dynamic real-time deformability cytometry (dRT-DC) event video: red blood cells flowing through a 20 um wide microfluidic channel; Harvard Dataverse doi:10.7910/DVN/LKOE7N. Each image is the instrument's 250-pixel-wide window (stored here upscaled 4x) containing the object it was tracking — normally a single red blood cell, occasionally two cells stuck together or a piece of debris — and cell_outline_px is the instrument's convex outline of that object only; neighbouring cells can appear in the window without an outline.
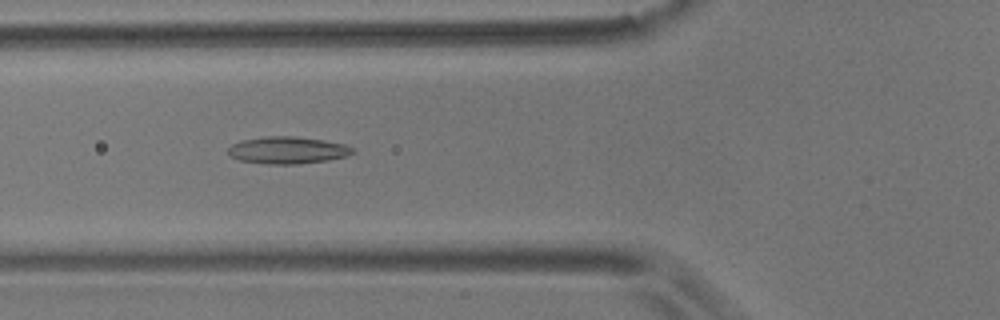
{"species": "common noctule bat (a hibernating species)", "species_latin": "Nyctalus noctula", "temperature_condition": "room temperature", "stored_images_in_passage": 6, "camera_frame_rate_fps": 3000, "um_per_image_px": 0.085, "animal": {"sex": "male", "body_mass_g": 17.9}, "frame": {"image": 1, "passage_image": 6, "time_ms": 1.667, "image_size_px": [1000, 320], "cell_outline_px": [[356, 152], [348, 156], [328, 160], [296, 164], [268, 164], [240, 160], [228, 156], [228, 148], [232, 144], [240, 140], [268, 136], [296, 136], [324, 140], [344, 144], [356, 148]], "centroid_in_image_um": [24.47, 12.76], "position_along_channel_um": 101.3, "area_um2": 19.88}}